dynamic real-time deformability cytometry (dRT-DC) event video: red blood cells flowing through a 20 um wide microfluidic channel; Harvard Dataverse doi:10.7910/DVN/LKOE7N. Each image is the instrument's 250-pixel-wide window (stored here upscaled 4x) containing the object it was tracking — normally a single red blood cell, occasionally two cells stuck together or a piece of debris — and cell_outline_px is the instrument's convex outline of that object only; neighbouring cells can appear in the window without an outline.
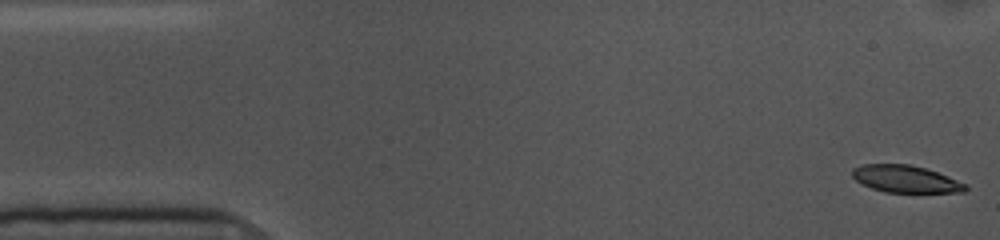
{"species": "common noctule bat (a hibernating species)", "species_latin": "Nyctalus noctula", "temperature_condition": "cold", "stored_images_in_passage": 54, "camera_frame_rate_fps": 3000, "um_per_image_px": 0.085, "animal": {"sex": "female", "body_mass_g": 10.0, "forearm_length_mm": 53.1}, "frame": {"image": 1, "passage_image": 1, "time_ms": 0.0, "image_size_px": [1000, 240], "cell_outline_px": [[968, 188], [964, 192], [884, 192], [872, 188], [856, 180], [852, 176], [852, 168], [860, 164], [912, 164], [948, 176], [968, 184]], "centroid_in_image_um": [76.98, 15.21], "position_along_channel_um": 8.0, "area_um2": 17.92}}
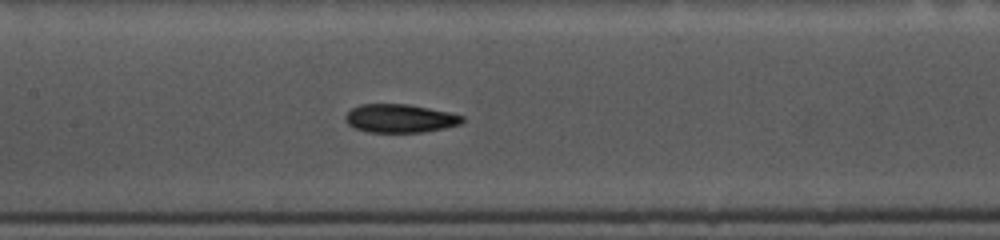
{"frame": {"image": 2, "passage_image": 24, "time_ms": 7.667, "image_size_px": [1000, 240], "cell_outline_px": [[464, 120], [460, 124], [444, 128], [424, 132], [368, 132], [356, 128], [348, 124], [344, 120], [344, 116], [352, 108], [360, 104], [408, 104], [448, 112], [464, 116]], "centroid_in_image_um": [33.98, 10.06], "position_along_channel_um": 173.4, "area_um2": 19.31}}
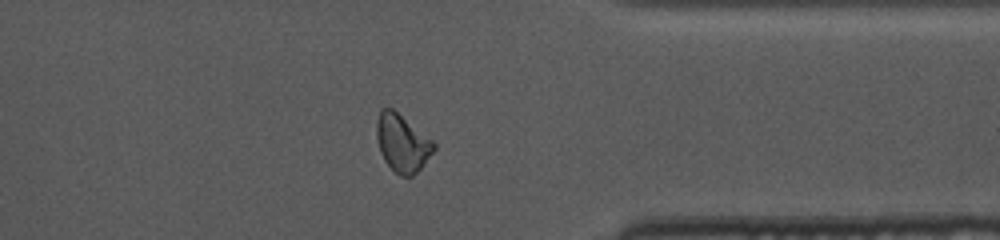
{"frame": {"image": 3, "passage_image": 42, "time_ms": 13.667, "image_size_px": [1000, 240], "cell_outline_px": [[436, 148], [424, 164], [412, 176], [400, 176], [384, 160], [380, 152], [376, 136], [376, 120], [380, 108], [392, 108], [432, 140], [436, 144]], "centroid_in_image_um": [34.17, 12.15], "position_along_channel_um": 377.2, "area_um2": 19.02}, "authors_computed_cell_mechanics": {"area_um2": 19.6809, "velocity_mm_per_s": 3.5838, "shape_relaxation_time_tau1_ms": 3.701, "shape_relaxation_time_tau2_ms": 2.9121, "deformation_change_tau1": 0.1187, "deformation_change_tau2": 0.0841}}